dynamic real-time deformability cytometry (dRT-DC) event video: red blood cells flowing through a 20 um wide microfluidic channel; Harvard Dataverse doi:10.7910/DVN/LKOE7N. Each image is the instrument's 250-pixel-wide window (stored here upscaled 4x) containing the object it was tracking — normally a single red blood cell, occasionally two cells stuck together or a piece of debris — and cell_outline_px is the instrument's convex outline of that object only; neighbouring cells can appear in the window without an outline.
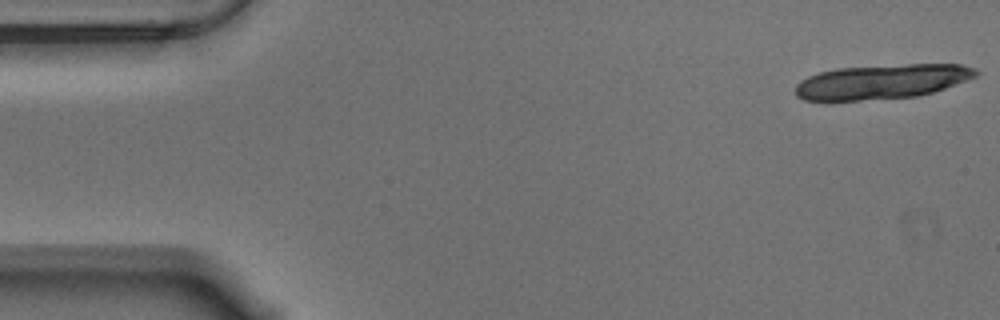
{"species": "Egyptian fruit bat (a non-hibernating species)", "species_latin": "Rousettus aegyptiacus", "temperature_condition": "warm", "stored_images_in_passage": 18, "camera_frame_rate_fps": 3000, "um_per_image_px": 0.085, "animal": {"sex": "male"}, "frame": {"image": 1, "passage_image": 1, "time_ms": 0.0, "image_size_px": [1000, 320], "cell_outline_px": [[980, 72], [976, 76], [944, 88], [932, 92], [916, 96], [860, 100], [804, 100], [796, 96], [796, 84], [800, 80], [808, 76], [820, 72], [836, 68], [908, 64], [960, 64], [976, 68]], "centroid_in_image_um": [74.95, 6.93], "position_along_channel_um": 10.0, "area_um2": 36.13}}